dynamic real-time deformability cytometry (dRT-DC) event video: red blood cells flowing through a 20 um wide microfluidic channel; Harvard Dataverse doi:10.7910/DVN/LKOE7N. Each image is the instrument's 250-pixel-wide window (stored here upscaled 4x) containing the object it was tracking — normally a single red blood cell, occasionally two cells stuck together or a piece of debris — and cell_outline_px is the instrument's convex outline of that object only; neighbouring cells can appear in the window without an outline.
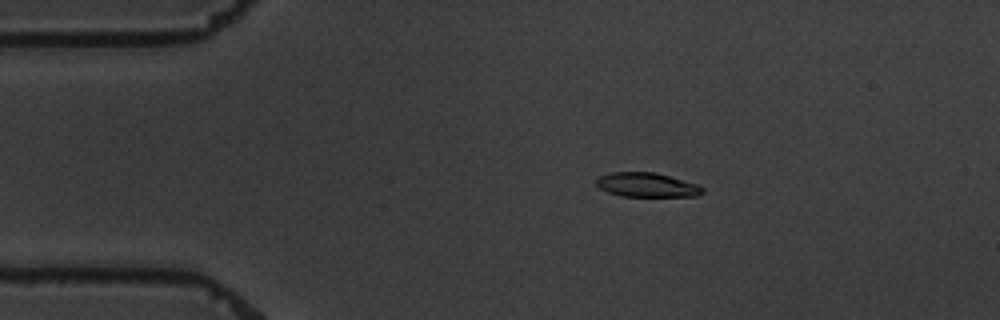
{"species": "common noctule bat (a hibernating species)", "species_latin": "Nyctalus noctula", "temperature_condition": "warm", "stored_images_in_passage": 9, "camera_frame_rate_fps": 3000, "um_per_image_px": 0.085, "animal": {"sex": "male", "body_mass_g": 19.5, "forearm_length_mm": 54.6}, "frame": {"image": 1, "passage_image": 4, "time_ms": 3.333, "image_size_px": [1000, 320], "cell_outline_px": [[704, 192], [696, 196], [620, 196], [608, 192], [600, 188], [596, 184], [596, 180], [600, 176], [612, 172], [656, 172], [696, 184], [704, 188]], "centroid_in_image_um": [54.97, 15.71], "position_along_channel_um": 30.0, "area_um2": 14.91}}
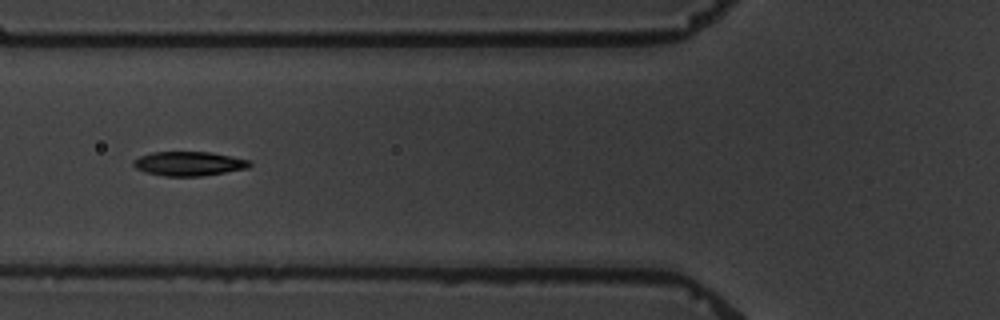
{"frame": {"image": 2, "passage_image": 7, "time_ms": 7.0, "image_size_px": [1000, 320], "cell_outline_px": [[252, 164], [248, 168], [200, 176], [164, 176], [148, 172], [136, 168], [132, 164], [132, 160], [140, 156], [152, 152], [212, 152], [252, 160]], "centroid_in_image_um": [16.08, 13.9], "position_along_channel_um": 109.7, "area_um2": 16.42}}
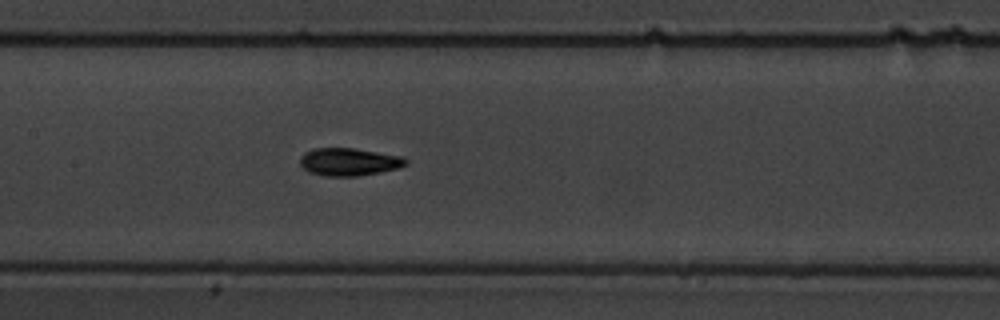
{"frame": {"image": 3, "passage_image": 9, "time_ms": 9.0, "image_size_px": [1000, 320], "cell_outline_px": [[408, 164], [400, 168], [380, 172], [356, 176], [324, 176], [308, 172], [300, 164], [300, 156], [304, 152], [312, 148], [356, 148], [404, 156], [408, 160]], "centroid_in_image_um": [29.69, 13.75], "position_along_channel_um": 177.7, "area_um2": 17.4}}